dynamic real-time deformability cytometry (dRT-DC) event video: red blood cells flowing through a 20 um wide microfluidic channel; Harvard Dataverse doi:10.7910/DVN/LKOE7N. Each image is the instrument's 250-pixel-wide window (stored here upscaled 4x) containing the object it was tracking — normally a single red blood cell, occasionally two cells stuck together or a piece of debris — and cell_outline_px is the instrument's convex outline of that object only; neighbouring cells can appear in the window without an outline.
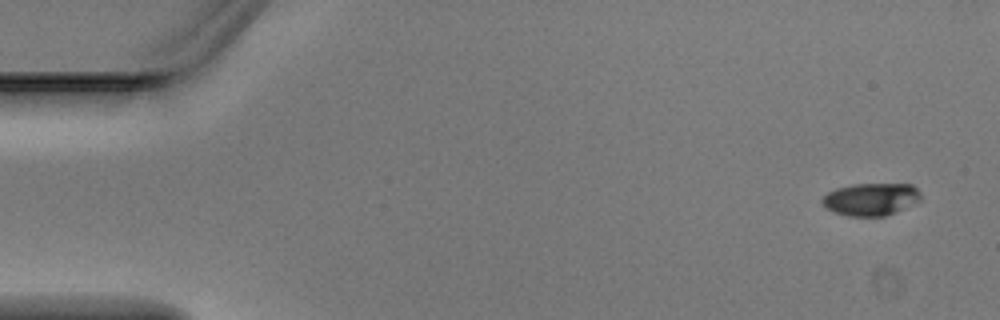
{"species": "Egyptian fruit bat (a non-hibernating species)", "species_latin": "Rousettus aegyptiacus", "temperature_condition": "warm", "stored_images_in_passage": 4, "camera_frame_rate_fps": 3000, "um_per_image_px": 0.085, "animal": {"sex": "male"}, "frame": {"image": 1, "passage_image": 1, "time_ms": 0.0, "image_size_px": [1000, 320], "cell_outline_px": [[920, 200], [896, 212], [884, 216], [848, 216], [832, 212], [824, 208], [820, 200], [828, 192], [836, 188], [852, 184], [912, 184], [920, 192]], "centroid_in_image_um": [73.98, 16.94], "position_along_channel_um": 11.0, "area_um2": 18.79}}